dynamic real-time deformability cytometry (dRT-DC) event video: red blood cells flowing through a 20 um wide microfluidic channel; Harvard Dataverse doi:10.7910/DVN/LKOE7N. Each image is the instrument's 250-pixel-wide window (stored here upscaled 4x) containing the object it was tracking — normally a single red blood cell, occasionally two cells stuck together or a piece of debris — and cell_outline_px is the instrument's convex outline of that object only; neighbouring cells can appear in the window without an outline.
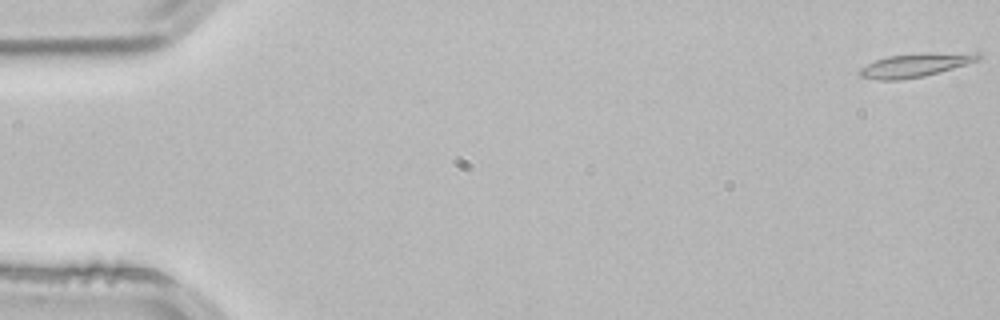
{"species": "common noctule bat (a hibernating species)", "species_latin": "Nyctalus noctula", "temperature_condition": "room temperature", "stored_images_in_passage": 5, "segment_of_instrument_passage": [1, 2], "camera_frame_rate_fps": 3000, "um_per_image_px": 0.085, "animal": {"sex": "male", "body_mass_g": 21.5, "forearm_length_mm": 52.0}, "frame": {"image": 1, "passage_image": 1, "time_ms": 0.0, "image_size_px": [1000, 320], "cell_outline_px": [[984, 56], [980, 60], [924, 76], [900, 80], [880, 80], [860, 76], [860, 68], [876, 60], [888, 56], [928, 52], [980, 52]], "centroid_in_image_um": [77.9, 5.51], "position_along_channel_um": 7.1, "area_um2": 16.42}}
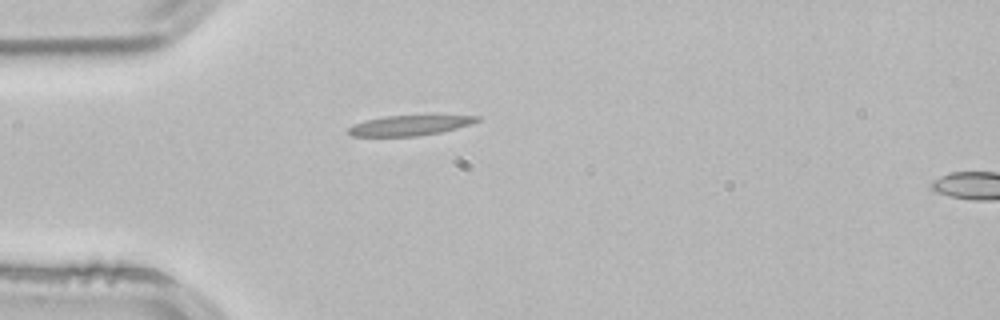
{"frame": {"image": 2, "passage_image": 4, "time_ms": 1.0, "image_size_px": [1000, 320], "cell_outline_px": [[480, 120], [472, 124], [440, 132], [416, 136], [352, 136], [348, 132], [348, 128], [352, 124], [364, 120], [384, 116], [432, 112], [480, 116]], "centroid_in_image_um": [34.93, 10.58], "position_along_channel_um": 50.1, "area_um2": 16.3}}